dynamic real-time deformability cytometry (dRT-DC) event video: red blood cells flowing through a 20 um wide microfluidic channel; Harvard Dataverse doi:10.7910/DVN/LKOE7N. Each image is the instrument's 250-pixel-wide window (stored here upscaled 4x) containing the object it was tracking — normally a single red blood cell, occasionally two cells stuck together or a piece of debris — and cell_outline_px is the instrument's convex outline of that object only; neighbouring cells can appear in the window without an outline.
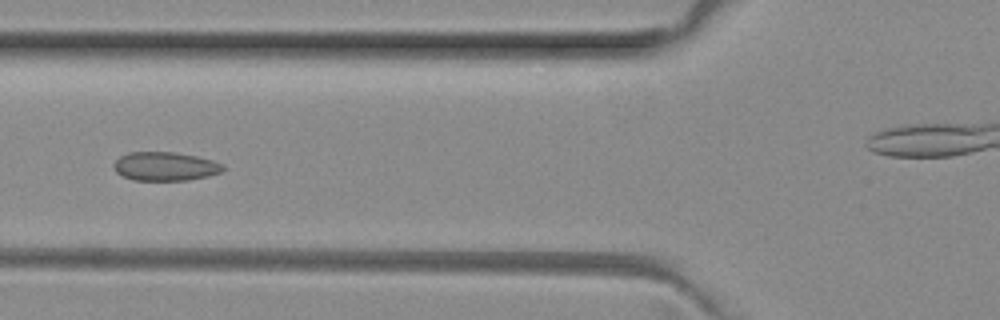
{"species": "common noctule bat (a hibernating species)", "species_latin": "Nyctalus noctula", "temperature_condition": "room temperature", "stored_images_in_passage": 7, "camera_frame_rate_fps": 3000, "um_per_image_px": 0.085, "animal": {"sex": "female", "body_mass_g": 29.2, "forearm_length_mm": 56.3}, "frame": {"image": 1, "passage_image": 6, "time_ms": 1.667, "image_size_px": [1000, 320], "cell_outline_px": [[224, 172], [208, 176], [188, 180], [132, 180], [116, 172], [112, 168], [112, 164], [120, 156], [128, 152], [176, 152], [196, 156], [212, 160], [224, 164]], "centroid_in_image_um": [14.04, 14.14], "position_along_channel_um": 111.8, "area_um2": 18.5}}